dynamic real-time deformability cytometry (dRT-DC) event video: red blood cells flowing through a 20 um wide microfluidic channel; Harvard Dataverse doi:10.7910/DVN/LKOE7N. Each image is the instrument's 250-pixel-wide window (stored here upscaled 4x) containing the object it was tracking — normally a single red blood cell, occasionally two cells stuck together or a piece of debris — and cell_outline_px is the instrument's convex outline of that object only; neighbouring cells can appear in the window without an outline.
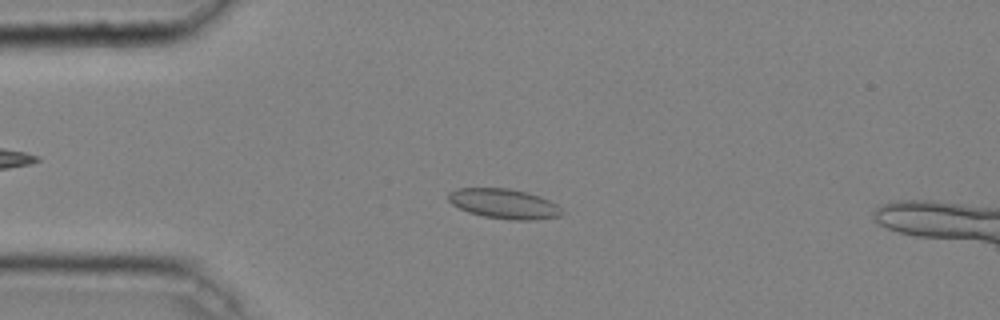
{"species": "common noctule bat (a hibernating species)", "species_latin": "Nyctalus noctula", "temperature_condition": "cold", "stored_images_in_passage": 41, "camera_frame_rate_fps": 3000, "um_per_image_px": 0.085, "animal": {"sex": "male", "body_mass_g": 20.4}, "frame": {"image": 1, "passage_image": 6, "time_ms": 1.667, "image_size_px": [1000, 320], "cell_outline_px": [[564, 212], [560, 216], [532, 220], [512, 220], [484, 216], [468, 212], [452, 204], [448, 200], [448, 192], [456, 188], [508, 188], [528, 192], [540, 196], [556, 204]], "centroid_in_image_um": [42.83, 17.31], "position_along_channel_um": 42.2, "area_um2": 19.77}}
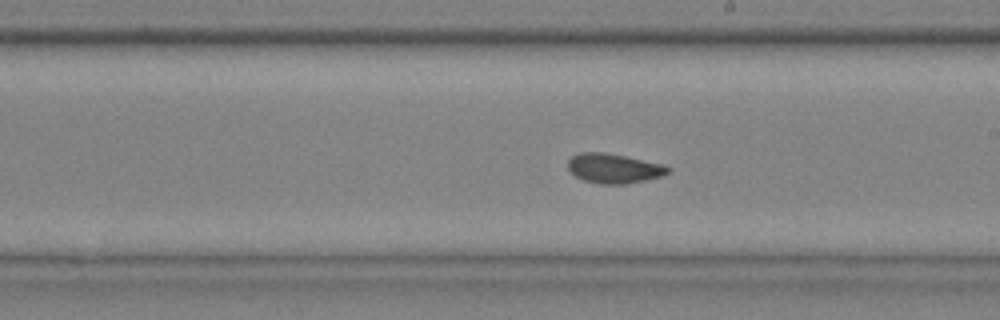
{"frame": {"image": 2, "passage_image": 22, "time_ms": 7.0, "image_size_px": [1000, 320], "cell_outline_px": [[672, 172], [660, 176], [644, 180], [624, 184], [600, 184], [584, 180], [576, 176], [568, 168], [568, 160], [572, 156], [580, 152], [604, 152], [624, 156], [660, 164], [672, 168]], "centroid_in_image_um": [52.17, 14.31], "position_along_channel_um": 236.8, "area_um2": 17.05}}
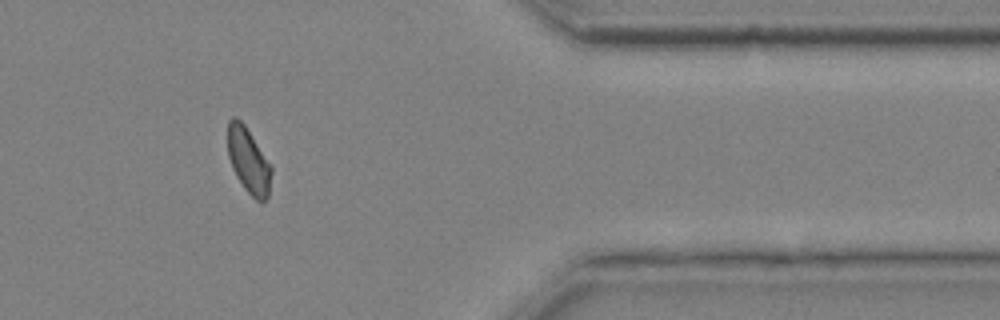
{"frame": {"image": 3, "passage_image": 35, "time_ms": 11.333, "image_size_px": [1000, 320], "cell_outline_px": [[272, 172], [268, 196], [260, 204], [244, 188], [236, 176], [232, 168], [228, 156], [228, 120], [232, 116], [236, 116], [244, 124], [272, 164]], "centroid_in_image_um": [21.13, 13.65], "position_along_channel_um": 390.3, "area_um2": 16.88}, "authors_computed_cell_mechanics": {"area_um2": 17.3978, "velocity_mm_per_s": 4.0432, "shape_relaxation_time_tau1_ms": 9.1491, "shape_relaxation_time_tau2_ms": 2.3986, "deformation_change_tau1": 0.1259, "deformation_change_tau2": 0.0423}}